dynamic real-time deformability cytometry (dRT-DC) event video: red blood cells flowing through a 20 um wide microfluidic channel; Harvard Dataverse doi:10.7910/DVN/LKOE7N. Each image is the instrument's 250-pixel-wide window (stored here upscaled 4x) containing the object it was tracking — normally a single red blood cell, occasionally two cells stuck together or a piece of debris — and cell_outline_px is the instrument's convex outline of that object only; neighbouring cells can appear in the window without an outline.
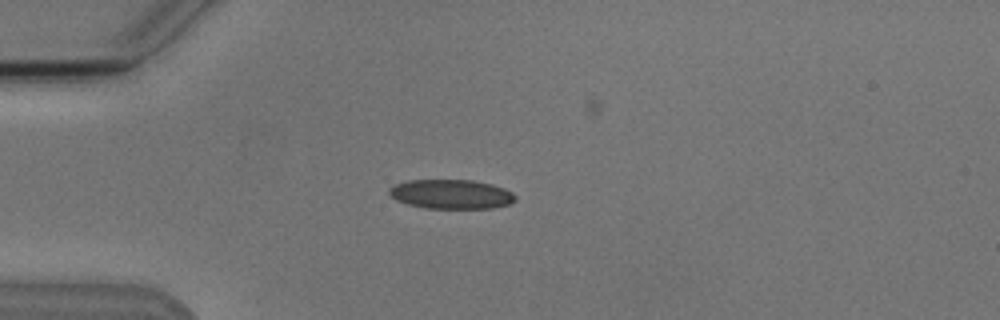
{"species": "Egyptian fruit bat (a non-hibernating species)", "species_latin": "Rousettus aegyptiacus", "temperature_condition": "cold", "stored_images_in_passage": 6, "camera_frame_rate_fps": 3000, "um_per_image_px": 0.085, "animal": {"sex": "male"}, "frame": {"image": 1, "passage_image": 3, "time_ms": 2.333, "image_size_px": [1000, 320], "cell_outline_px": [[516, 200], [508, 204], [492, 208], [424, 208], [408, 204], [396, 200], [388, 192], [388, 188], [396, 184], [408, 180], [472, 180], [492, 184], [504, 188], [512, 192], [516, 196]], "centroid_in_image_um": [38.35, 16.5], "position_along_channel_um": 46.6, "area_um2": 21.56}}